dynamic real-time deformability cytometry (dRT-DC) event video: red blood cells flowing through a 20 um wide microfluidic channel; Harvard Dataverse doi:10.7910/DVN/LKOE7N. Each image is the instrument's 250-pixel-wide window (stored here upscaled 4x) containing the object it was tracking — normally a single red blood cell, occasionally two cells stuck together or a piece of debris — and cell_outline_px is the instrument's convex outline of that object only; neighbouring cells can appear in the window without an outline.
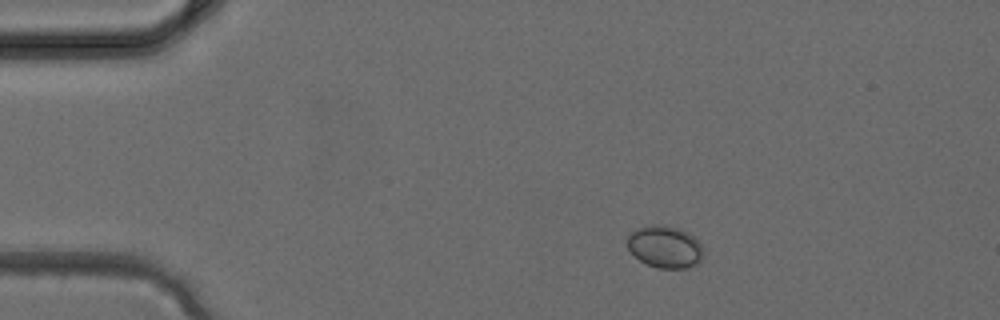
{"species": "common noctule bat (a hibernating species)", "species_latin": "Nyctalus noctula", "temperature_condition": "cold", "stored_images_in_passage": 2, "camera_frame_rate_fps": 3000, "um_per_image_px": 0.085, "animal": {"sex": "female", "body_mass_g": 24.6, "forearm_length_mm": 56.2}, "frame": {"image": 1, "passage_image": 1, "time_ms": 0.0, "image_size_px": [1000, 320], "cell_outline_px": [[704, 256], [700, 264], [684, 268], [656, 268], [640, 260], [628, 248], [628, 236], [636, 228], [652, 224], [660, 224], [680, 228], [688, 232], [704, 248]], "centroid_in_image_um": [56.56, 20.98], "position_along_channel_um": 28.4, "area_um2": 18.84}}